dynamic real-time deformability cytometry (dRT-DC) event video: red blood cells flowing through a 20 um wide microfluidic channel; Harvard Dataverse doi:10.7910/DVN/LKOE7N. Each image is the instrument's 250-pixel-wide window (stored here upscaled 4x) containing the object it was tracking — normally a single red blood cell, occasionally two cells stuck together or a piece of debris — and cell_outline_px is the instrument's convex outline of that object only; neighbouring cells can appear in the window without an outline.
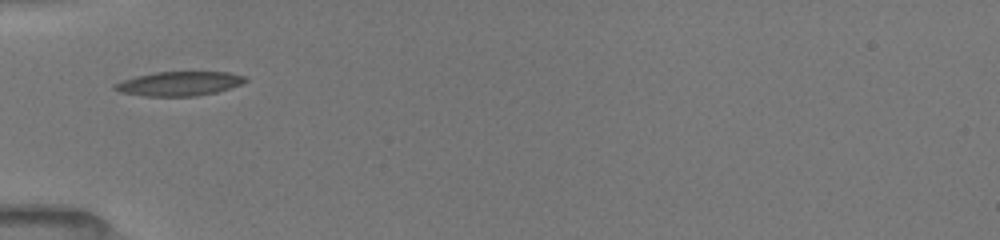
{"species": "common noctule bat (a hibernating species)", "species_latin": "Nyctalus noctula", "temperature_condition": "room temperature", "stored_images_in_passage": 3, "camera_frame_rate_fps": 3000, "um_per_image_px": 0.085, "animal": {"sex": "female", "body_mass_g": 19.5, "forearm_length_mm": 54.1}, "frame": {"image": 1, "passage_image": 1, "time_ms": 0.0, "image_size_px": [1000, 240], "cell_outline_px": [[248, 80], [240, 84], [216, 92], [196, 96], [144, 96], [120, 92], [112, 88], [112, 84], [136, 76], [156, 72], [228, 72], [244, 76]], "centroid_in_image_um": [15.19, 7.11], "position_along_channel_um": 69.8, "area_um2": 18.32}}